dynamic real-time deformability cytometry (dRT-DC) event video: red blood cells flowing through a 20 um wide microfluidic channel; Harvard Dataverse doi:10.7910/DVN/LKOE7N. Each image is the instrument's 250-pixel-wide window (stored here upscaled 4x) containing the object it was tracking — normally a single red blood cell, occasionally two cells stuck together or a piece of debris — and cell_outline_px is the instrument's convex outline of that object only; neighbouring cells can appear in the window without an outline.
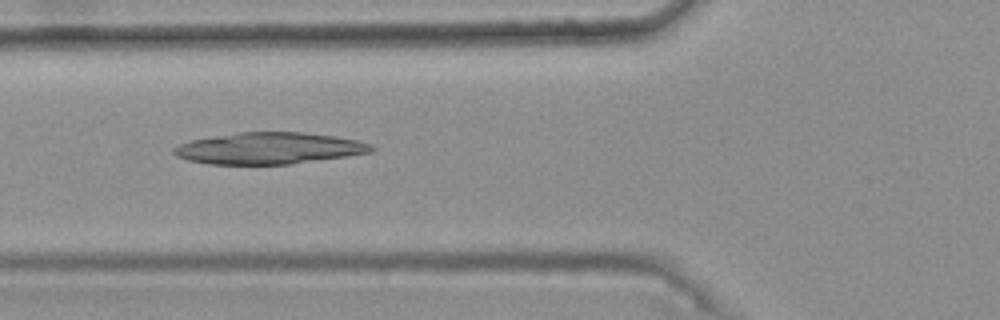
{"species": "common noctule bat (a hibernating species)", "species_latin": "Nyctalus noctula", "temperature_condition": "warm", "stored_images_in_passage": 34, "camera_frame_rate_fps": 3000, "um_per_image_px": 0.085, "animal": {"sex": "female", "body_mass_g": 25.1}, "frame": {"image": 1, "passage_image": 6, "time_ms": 1.667, "image_size_px": [1000, 320], "cell_outline_px": [[376, 148], [372, 152], [348, 156], [288, 164], [208, 164], [188, 160], [176, 156], [172, 152], [172, 148], [180, 144], [192, 140], [212, 136], [240, 132], [304, 132], [332, 136], [356, 140], [372, 144]], "centroid_in_image_um": [22.86, 12.6], "position_along_channel_um": 102.9, "area_um2": 36.24}}
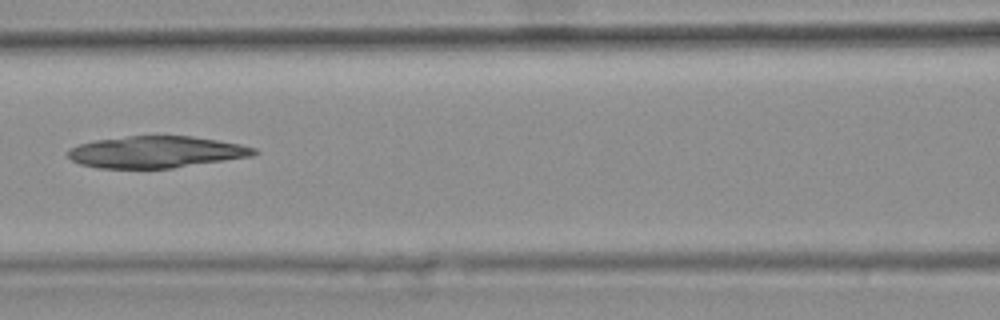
{"frame": {"image": 2, "passage_image": 10, "time_ms": 3.0, "image_size_px": [1000, 320], "cell_outline_px": [[260, 152], [252, 156], [172, 168], [96, 168], [80, 164], [72, 160], [68, 156], [68, 152], [72, 148], [80, 144], [96, 140], [128, 136], [192, 136], [240, 144], [256, 148]], "centroid_in_image_um": [13.29, 12.92], "position_along_channel_um": 153.3, "area_um2": 34.16}}
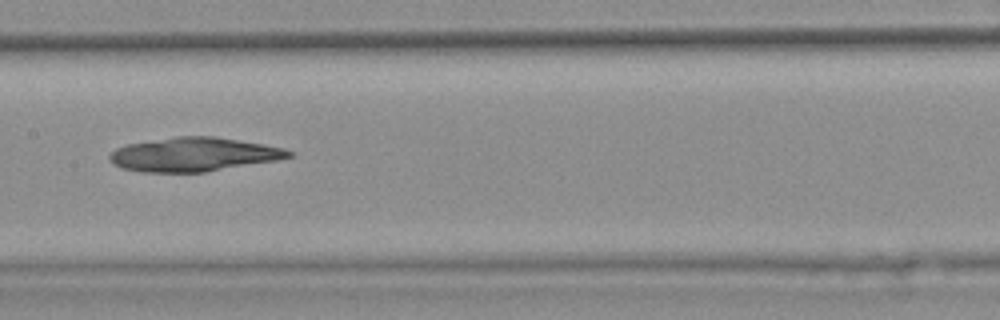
{"frame": {"image": 3, "passage_image": 13, "time_ms": 4.0, "image_size_px": [1000, 320], "cell_outline_px": [[296, 152], [292, 156], [276, 160], [204, 172], [140, 172], [120, 168], [112, 164], [108, 160], [108, 156], [116, 148], [128, 144], [176, 136], [216, 136], [284, 148]], "centroid_in_image_um": [16.43, 13.13], "position_along_channel_um": 191.0, "area_um2": 35.37}}